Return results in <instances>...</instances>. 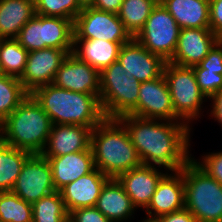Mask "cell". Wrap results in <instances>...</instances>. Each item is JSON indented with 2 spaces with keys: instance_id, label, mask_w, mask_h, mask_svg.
Returning <instances> with one entry per match:
<instances>
[{
  "instance_id": "cell-1",
  "label": "cell",
  "mask_w": 222,
  "mask_h": 222,
  "mask_svg": "<svg viewBox=\"0 0 222 222\" xmlns=\"http://www.w3.org/2000/svg\"><path fill=\"white\" fill-rule=\"evenodd\" d=\"M118 119L127 129L142 165H158L160 169L174 172L181 170L192 159L189 151L192 127L187 123L130 114Z\"/></svg>"
},
{
  "instance_id": "cell-2",
  "label": "cell",
  "mask_w": 222,
  "mask_h": 222,
  "mask_svg": "<svg viewBox=\"0 0 222 222\" xmlns=\"http://www.w3.org/2000/svg\"><path fill=\"white\" fill-rule=\"evenodd\" d=\"M95 168L109 178L142 165L129 133L118 118H104L91 132Z\"/></svg>"
},
{
  "instance_id": "cell-3",
  "label": "cell",
  "mask_w": 222,
  "mask_h": 222,
  "mask_svg": "<svg viewBox=\"0 0 222 222\" xmlns=\"http://www.w3.org/2000/svg\"><path fill=\"white\" fill-rule=\"evenodd\" d=\"M31 95L52 124L81 125L93 130L105 118L99 94L73 92L48 84L36 88Z\"/></svg>"
},
{
  "instance_id": "cell-4",
  "label": "cell",
  "mask_w": 222,
  "mask_h": 222,
  "mask_svg": "<svg viewBox=\"0 0 222 222\" xmlns=\"http://www.w3.org/2000/svg\"><path fill=\"white\" fill-rule=\"evenodd\" d=\"M52 125L48 114L29 94L0 124V140L31 154H41Z\"/></svg>"
},
{
  "instance_id": "cell-5",
  "label": "cell",
  "mask_w": 222,
  "mask_h": 222,
  "mask_svg": "<svg viewBox=\"0 0 222 222\" xmlns=\"http://www.w3.org/2000/svg\"><path fill=\"white\" fill-rule=\"evenodd\" d=\"M184 208L197 222H222V185L193 159L183 167Z\"/></svg>"
},
{
  "instance_id": "cell-6",
  "label": "cell",
  "mask_w": 222,
  "mask_h": 222,
  "mask_svg": "<svg viewBox=\"0 0 222 222\" xmlns=\"http://www.w3.org/2000/svg\"><path fill=\"white\" fill-rule=\"evenodd\" d=\"M117 60L99 72V101L105 118L128 115L138 103L141 82L128 78Z\"/></svg>"
},
{
  "instance_id": "cell-7",
  "label": "cell",
  "mask_w": 222,
  "mask_h": 222,
  "mask_svg": "<svg viewBox=\"0 0 222 222\" xmlns=\"http://www.w3.org/2000/svg\"><path fill=\"white\" fill-rule=\"evenodd\" d=\"M163 75L175 114L188 125L198 120L204 112L202 104L208 99L200 91L193 68L166 62Z\"/></svg>"
},
{
  "instance_id": "cell-8",
  "label": "cell",
  "mask_w": 222,
  "mask_h": 222,
  "mask_svg": "<svg viewBox=\"0 0 222 222\" xmlns=\"http://www.w3.org/2000/svg\"><path fill=\"white\" fill-rule=\"evenodd\" d=\"M16 40L28 52L43 48L73 49L74 20L35 14Z\"/></svg>"
},
{
  "instance_id": "cell-9",
  "label": "cell",
  "mask_w": 222,
  "mask_h": 222,
  "mask_svg": "<svg viewBox=\"0 0 222 222\" xmlns=\"http://www.w3.org/2000/svg\"><path fill=\"white\" fill-rule=\"evenodd\" d=\"M180 27L160 1L153 7L145 25L134 37L151 53L168 62L174 55Z\"/></svg>"
},
{
  "instance_id": "cell-10",
  "label": "cell",
  "mask_w": 222,
  "mask_h": 222,
  "mask_svg": "<svg viewBox=\"0 0 222 222\" xmlns=\"http://www.w3.org/2000/svg\"><path fill=\"white\" fill-rule=\"evenodd\" d=\"M74 38L127 43L132 37L125 30L118 14L84 6L74 20Z\"/></svg>"
},
{
  "instance_id": "cell-11",
  "label": "cell",
  "mask_w": 222,
  "mask_h": 222,
  "mask_svg": "<svg viewBox=\"0 0 222 222\" xmlns=\"http://www.w3.org/2000/svg\"><path fill=\"white\" fill-rule=\"evenodd\" d=\"M11 191L31 204L56 191L48 159L41 154H32L25 161Z\"/></svg>"
},
{
  "instance_id": "cell-12",
  "label": "cell",
  "mask_w": 222,
  "mask_h": 222,
  "mask_svg": "<svg viewBox=\"0 0 222 222\" xmlns=\"http://www.w3.org/2000/svg\"><path fill=\"white\" fill-rule=\"evenodd\" d=\"M142 118L182 121L174 112L165 76L141 82L137 106L129 113Z\"/></svg>"
},
{
  "instance_id": "cell-13",
  "label": "cell",
  "mask_w": 222,
  "mask_h": 222,
  "mask_svg": "<svg viewBox=\"0 0 222 222\" xmlns=\"http://www.w3.org/2000/svg\"><path fill=\"white\" fill-rule=\"evenodd\" d=\"M73 49L43 48L29 52L23 74L19 78L31 94L36 88L52 84L57 70Z\"/></svg>"
},
{
  "instance_id": "cell-14",
  "label": "cell",
  "mask_w": 222,
  "mask_h": 222,
  "mask_svg": "<svg viewBox=\"0 0 222 222\" xmlns=\"http://www.w3.org/2000/svg\"><path fill=\"white\" fill-rule=\"evenodd\" d=\"M117 60L127 70L128 78L146 82L163 74L166 61L144 48L134 37L121 46Z\"/></svg>"
},
{
  "instance_id": "cell-15",
  "label": "cell",
  "mask_w": 222,
  "mask_h": 222,
  "mask_svg": "<svg viewBox=\"0 0 222 222\" xmlns=\"http://www.w3.org/2000/svg\"><path fill=\"white\" fill-rule=\"evenodd\" d=\"M219 40L210 28L180 29L175 53L168 62L185 67L196 66Z\"/></svg>"
},
{
  "instance_id": "cell-16",
  "label": "cell",
  "mask_w": 222,
  "mask_h": 222,
  "mask_svg": "<svg viewBox=\"0 0 222 222\" xmlns=\"http://www.w3.org/2000/svg\"><path fill=\"white\" fill-rule=\"evenodd\" d=\"M56 87L73 92L99 94V72L80 61L73 53L62 62L52 82Z\"/></svg>"
},
{
  "instance_id": "cell-17",
  "label": "cell",
  "mask_w": 222,
  "mask_h": 222,
  "mask_svg": "<svg viewBox=\"0 0 222 222\" xmlns=\"http://www.w3.org/2000/svg\"><path fill=\"white\" fill-rule=\"evenodd\" d=\"M166 173L165 170L159 171L158 166L141 165L120 174L116 179L131 198L134 207L146 209L155 193L158 182Z\"/></svg>"
},
{
  "instance_id": "cell-18",
  "label": "cell",
  "mask_w": 222,
  "mask_h": 222,
  "mask_svg": "<svg viewBox=\"0 0 222 222\" xmlns=\"http://www.w3.org/2000/svg\"><path fill=\"white\" fill-rule=\"evenodd\" d=\"M182 209H184L183 168L179 171L167 172L161 178L145 213L148 218H158Z\"/></svg>"
},
{
  "instance_id": "cell-19",
  "label": "cell",
  "mask_w": 222,
  "mask_h": 222,
  "mask_svg": "<svg viewBox=\"0 0 222 222\" xmlns=\"http://www.w3.org/2000/svg\"><path fill=\"white\" fill-rule=\"evenodd\" d=\"M92 129L74 124H53L43 157H58L90 148Z\"/></svg>"
},
{
  "instance_id": "cell-20",
  "label": "cell",
  "mask_w": 222,
  "mask_h": 222,
  "mask_svg": "<svg viewBox=\"0 0 222 222\" xmlns=\"http://www.w3.org/2000/svg\"><path fill=\"white\" fill-rule=\"evenodd\" d=\"M110 178L95 168L60 190L65 208L72 210L95 206L102 187Z\"/></svg>"
},
{
  "instance_id": "cell-21",
  "label": "cell",
  "mask_w": 222,
  "mask_h": 222,
  "mask_svg": "<svg viewBox=\"0 0 222 222\" xmlns=\"http://www.w3.org/2000/svg\"><path fill=\"white\" fill-rule=\"evenodd\" d=\"M52 168L53 183L56 191L74 182L95 169L91 147L85 151L58 157H45Z\"/></svg>"
},
{
  "instance_id": "cell-22",
  "label": "cell",
  "mask_w": 222,
  "mask_h": 222,
  "mask_svg": "<svg viewBox=\"0 0 222 222\" xmlns=\"http://www.w3.org/2000/svg\"><path fill=\"white\" fill-rule=\"evenodd\" d=\"M95 207L112 222H127L137 210L123 186L114 178L102 187Z\"/></svg>"
},
{
  "instance_id": "cell-23",
  "label": "cell",
  "mask_w": 222,
  "mask_h": 222,
  "mask_svg": "<svg viewBox=\"0 0 222 222\" xmlns=\"http://www.w3.org/2000/svg\"><path fill=\"white\" fill-rule=\"evenodd\" d=\"M123 44L102 39L74 38L72 53L100 72L117 61Z\"/></svg>"
},
{
  "instance_id": "cell-24",
  "label": "cell",
  "mask_w": 222,
  "mask_h": 222,
  "mask_svg": "<svg viewBox=\"0 0 222 222\" xmlns=\"http://www.w3.org/2000/svg\"><path fill=\"white\" fill-rule=\"evenodd\" d=\"M180 29L210 28L209 2L205 0H159Z\"/></svg>"
},
{
  "instance_id": "cell-25",
  "label": "cell",
  "mask_w": 222,
  "mask_h": 222,
  "mask_svg": "<svg viewBox=\"0 0 222 222\" xmlns=\"http://www.w3.org/2000/svg\"><path fill=\"white\" fill-rule=\"evenodd\" d=\"M34 15V0H0V39H16Z\"/></svg>"
},
{
  "instance_id": "cell-26",
  "label": "cell",
  "mask_w": 222,
  "mask_h": 222,
  "mask_svg": "<svg viewBox=\"0 0 222 222\" xmlns=\"http://www.w3.org/2000/svg\"><path fill=\"white\" fill-rule=\"evenodd\" d=\"M31 155L0 140V192L12 190L25 161Z\"/></svg>"
},
{
  "instance_id": "cell-27",
  "label": "cell",
  "mask_w": 222,
  "mask_h": 222,
  "mask_svg": "<svg viewBox=\"0 0 222 222\" xmlns=\"http://www.w3.org/2000/svg\"><path fill=\"white\" fill-rule=\"evenodd\" d=\"M159 0H123L119 19L131 37H135L143 28L153 7Z\"/></svg>"
},
{
  "instance_id": "cell-28",
  "label": "cell",
  "mask_w": 222,
  "mask_h": 222,
  "mask_svg": "<svg viewBox=\"0 0 222 222\" xmlns=\"http://www.w3.org/2000/svg\"><path fill=\"white\" fill-rule=\"evenodd\" d=\"M29 52L16 39H0V73L20 78Z\"/></svg>"
},
{
  "instance_id": "cell-29",
  "label": "cell",
  "mask_w": 222,
  "mask_h": 222,
  "mask_svg": "<svg viewBox=\"0 0 222 222\" xmlns=\"http://www.w3.org/2000/svg\"><path fill=\"white\" fill-rule=\"evenodd\" d=\"M28 95L19 78L0 73V124Z\"/></svg>"
},
{
  "instance_id": "cell-30",
  "label": "cell",
  "mask_w": 222,
  "mask_h": 222,
  "mask_svg": "<svg viewBox=\"0 0 222 222\" xmlns=\"http://www.w3.org/2000/svg\"><path fill=\"white\" fill-rule=\"evenodd\" d=\"M68 215L60 191H53L32 204V222H64Z\"/></svg>"
},
{
  "instance_id": "cell-31",
  "label": "cell",
  "mask_w": 222,
  "mask_h": 222,
  "mask_svg": "<svg viewBox=\"0 0 222 222\" xmlns=\"http://www.w3.org/2000/svg\"><path fill=\"white\" fill-rule=\"evenodd\" d=\"M0 222H32V204L12 191L0 192Z\"/></svg>"
},
{
  "instance_id": "cell-32",
  "label": "cell",
  "mask_w": 222,
  "mask_h": 222,
  "mask_svg": "<svg viewBox=\"0 0 222 222\" xmlns=\"http://www.w3.org/2000/svg\"><path fill=\"white\" fill-rule=\"evenodd\" d=\"M35 14L75 20L82 11L78 0H34Z\"/></svg>"
},
{
  "instance_id": "cell-33",
  "label": "cell",
  "mask_w": 222,
  "mask_h": 222,
  "mask_svg": "<svg viewBox=\"0 0 222 222\" xmlns=\"http://www.w3.org/2000/svg\"><path fill=\"white\" fill-rule=\"evenodd\" d=\"M200 91L210 99L222 89V74L217 71H208L205 68H193Z\"/></svg>"
},
{
  "instance_id": "cell-34",
  "label": "cell",
  "mask_w": 222,
  "mask_h": 222,
  "mask_svg": "<svg viewBox=\"0 0 222 222\" xmlns=\"http://www.w3.org/2000/svg\"><path fill=\"white\" fill-rule=\"evenodd\" d=\"M194 162L205 171L210 177L217 180L222 185V151L209 152L202 156V159H194ZM198 160V161H197Z\"/></svg>"
},
{
  "instance_id": "cell-35",
  "label": "cell",
  "mask_w": 222,
  "mask_h": 222,
  "mask_svg": "<svg viewBox=\"0 0 222 222\" xmlns=\"http://www.w3.org/2000/svg\"><path fill=\"white\" fill-rule=\"evenodd\" d=\"M192 68H205L208 71H217L222 74V40L220 39L208 52V55Z\"/></svg>"
},
{
  "instance_id": "cell-36",
  "label": "cell",
  "mask_w": 222,
  "mask_h": 222,
  "mask_svg": "<svg viewBox=\"0 0 222 222\" xmlns=\"http://www.w3.org/2000/svg\"><path fill=\"white\" fill-rule=\"evenodd\" d=\"M68 216L73 222H112L95 206L72 210Z\"/></svg>"
},
{
  "instance_id": "cell-37",
  "label": "cell",
  "mask_w": 222,
  "mask_h": 222,
  "mask_svg": "<svg viewBox=\"0 0 222 222\" xmlns=\"http://www.w3.org/2000/svg\"><path fill=\"white\" fill-rule=\"evenodd\" d=\"M209 25L211 31L222 40V0L209 3Z\"/></svg>"
},
{
  "instance_id": "cell-38",
  "label": "cell",
  "mask_w": 222,
  "mask_h": 222,
  "mask_svg": "<svg viewBox=\"0 0 222 222\" xmlns=\"http://www.w3.org/2000/svg\"><path fill=\"white\" fill-rule=\"evenodd\" d=\"M160 222H197L194 215L187 209L161 215L157 218Z\"/></svg>"
},
{
  "instance_id": "cell-39",
  "label": "cell",
  "mask_w": 222,
  "mask_h": 222,
  "mask_svg": "<svg viewBox=\"0 0 222 222\" xmlns=\"http://www.w3.org/2000/svg\"><path fill=\"white\" fill-rule=\"evenodd\" d=\"M209 100L211 101L210 105L212 104L209 116H212L211 118H214V120L222 126V89L214 94Z\"/></svg>"
},
{
  "instance_id": "cell-40",
  "label": "cell",
  "mask_w": 222,
  "mask_h": 222,
  "mask_svg": "<svg viewBox=\"0 0 222 222\" xmlns=\"http://www.w3.org/2000/svg\"><path fill=\"white\" fill-rule=\"evenodd\" d=\"M123 0H94L90 5L101 11L118 14Z\"/></svg>"
},
{
  "instance_id": "cell-41",
  "label": "cell",
  "mask_w": 222,
  "mask_h": 222,
  "mask_svg": "<svg viewBox=\"0 0 222 222\" xmlns=\"http://www.w3.org/2000/svg\"><path fill=\"white\" fill-rule=\"evenodd\" d=\"M78 2L81 4L82 7L84 6H90L94 0H78Z\"/></svg>"
},
{
  "instance_id": "cell-42",
  "label": "cell",
  "mask_w": 222,
  "mask_h": 222,
  "mask_svg": "<svg viewBox=\"0 0 222 222\" xmlns=\"http://www.w3.org/2000/svg\"><path fill=\"white\" fill-rule=\"evenodd\" d=\"M145 218L142 220V222H160L157 218H148V217Z\"/></svg>"
},
{
  "instance_id": "cell-43",
  "label": "cell",
  "mask_w": 222,
  "mask_h": 222,
  "mask_svg": "<svg viewBox=\"0 0 222 222\" xmlns=\"http://www.w3.org/2000/svg\"><path fill=\"white\" fill-rule=\"evenodd\" d=\"M64 222H73V221H72L71 218L68 216V217L65 219Z\"/></svg>"
}]
</instances>
